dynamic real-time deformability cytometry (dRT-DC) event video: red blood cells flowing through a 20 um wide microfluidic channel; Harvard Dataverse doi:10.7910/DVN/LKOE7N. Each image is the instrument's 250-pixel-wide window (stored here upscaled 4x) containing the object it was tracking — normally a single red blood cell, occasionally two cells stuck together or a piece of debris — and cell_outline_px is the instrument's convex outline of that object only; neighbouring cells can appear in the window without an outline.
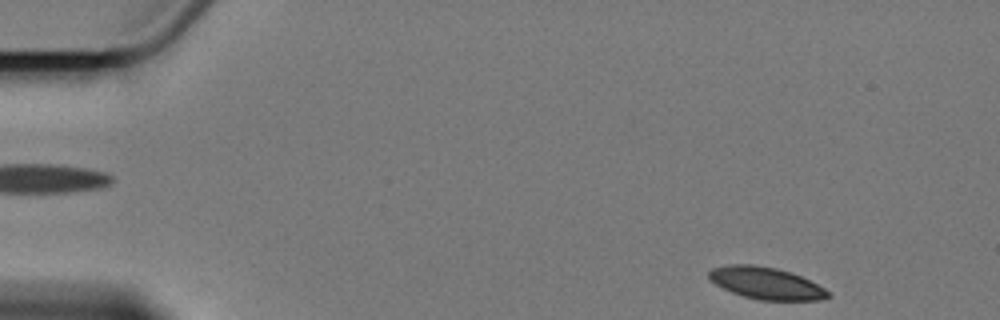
{"species": "Egyptian fruit bat (a non-hibernating species)", "species_latin": "Rousettus aegyptiacus", "temperature_condition": "cold", "stored_images_in_passage": 2, "camera_frame_rate_fps": 3000, "um_per_image_px": 0.085, "animal": {"sex": "female"}, "frame": {"image": 1, "passage_image": 2, "time_ms": 2.0, "image_size_px": [1000, 320], "cell_outline_px": [[832, 296], [820, 300], [760, 300], [744, 296], [732, 292], [716, 284], [708, 276], [708, 272], [712, 268], [728, 264], [752, 264], [776, 268], [792, 272], [832, 292]], "centroid_in_image_um": [65.14, 24.06], "position_along_channel_um": 19.9, "area_um2": 22.14}}